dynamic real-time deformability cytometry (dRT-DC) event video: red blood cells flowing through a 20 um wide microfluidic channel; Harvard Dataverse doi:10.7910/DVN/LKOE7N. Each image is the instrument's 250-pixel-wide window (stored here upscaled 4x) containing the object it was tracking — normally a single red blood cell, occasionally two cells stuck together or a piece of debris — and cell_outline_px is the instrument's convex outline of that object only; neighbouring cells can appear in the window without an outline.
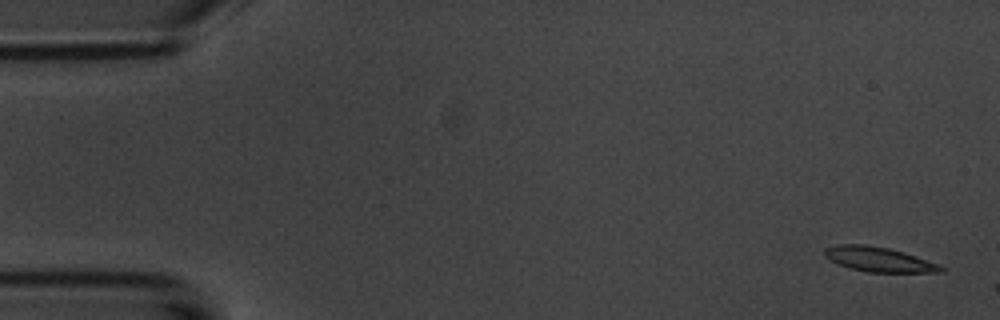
{"species": "common noctule bat (a hibernating species)", "species_latin": "Nyctalus noctula", "temperature_condition": "room temperature", "stored_images_in_passage": 3, "camera_frame_rate_fps": 3000, "um_per_image_px": 0.085, "animal": {"sex": "male", "body_mass_g": 20.1, "forearm_length_mm": 53.5}, "frame": {"image": 1, "passage_image": 1, "time_ms": 0.0, "image_size_px": [1000, 320], "cell_outline_px": [[944, 272], [868, 272], [852, 268], [840, 264], [824, 256], [824, 248], [836, 244], [864, 244], [888, 248], [940, 264], [944, 268]], "centroid_in_image_um": [74.69, 22.04], "position_along_channel_um": 10.3, "area_um2": 16.47}}